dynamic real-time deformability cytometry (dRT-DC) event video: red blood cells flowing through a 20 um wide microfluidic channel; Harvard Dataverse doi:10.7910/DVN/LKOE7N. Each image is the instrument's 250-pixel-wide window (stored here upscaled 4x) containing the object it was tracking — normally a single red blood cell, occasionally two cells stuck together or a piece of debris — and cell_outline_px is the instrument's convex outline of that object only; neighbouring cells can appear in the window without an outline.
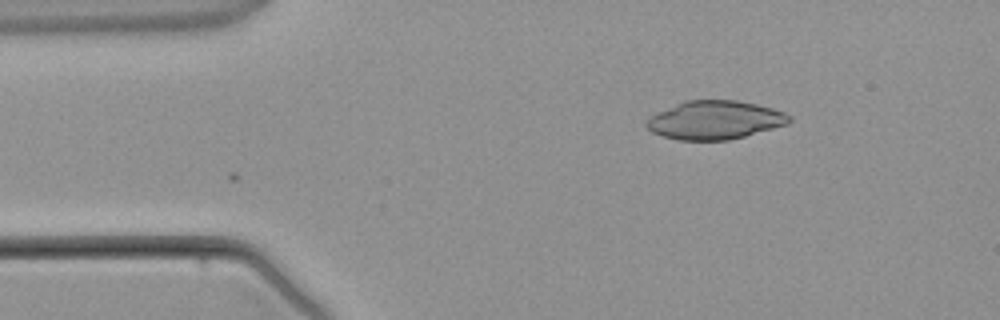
{"species": "common noctule bat (a hibernating species)", "species_latin": "Nyctalus noctula", "temperature_condition": "warm", "stored_images_in_passage": 2, "camera_frame_rate_fps": 3000, "um_per_image_px": 0.085, "animal": {"sex": "male", "body_mass_g": 21.5, "forearm_length_mm": 52.0}, "frame": {"image": 1, "passage_image": 1, "time_ms": 0.0, "image_size_px": [1000, 320], "cell_outline_px": [[792, 120], [788, 124], [744, 136], [728, 140], [680, 140], [664, 136], [652, 132], [644, 124], [652, 116], [684, 100], [736, 100], [756, 104], [772, 108], [784, 112], [792, 116]], "centroid_in_image_um": [60.8, 10.2], "position_along_channel_um": 24.2, "area_um2": 31.73}}